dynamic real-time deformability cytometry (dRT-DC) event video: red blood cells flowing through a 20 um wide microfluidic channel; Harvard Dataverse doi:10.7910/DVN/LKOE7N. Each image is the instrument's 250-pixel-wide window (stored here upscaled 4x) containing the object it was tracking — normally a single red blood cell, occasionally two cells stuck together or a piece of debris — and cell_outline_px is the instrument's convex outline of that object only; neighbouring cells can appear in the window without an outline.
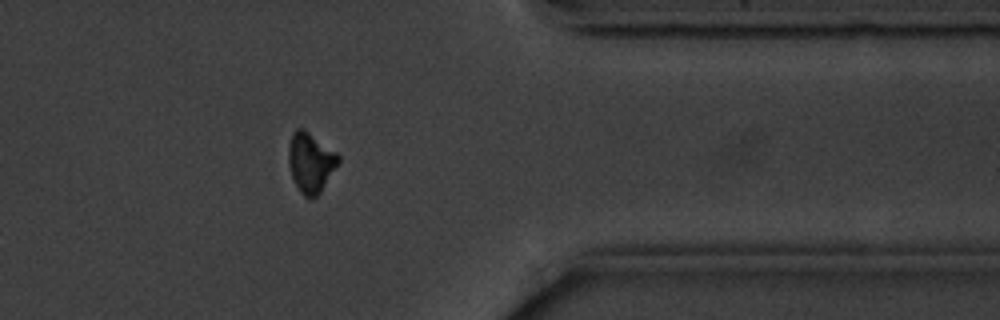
{"species": "common noctule bat (a hibernating species)", "species_latin": "Nyctalus noctula", "temperature_condition": "cold", "stored_images_in_passage": 12, "camera_frame_rate_fps": 3000, "um_per_image_px": 0.085, "animal": {"sex": "male", "body_mass_g": 20.1, "forearm_length_mm": 53.5}, "frame": {"image": 1, "passage_image": 12, "time_ms": 13.667, "image_size_px": [1000, 320], "cell_outline_px": [[340, 160], [320, 192], [312, 200], [308, 200], [300, 192], [292, 176], [288, 164], [288, 144], [292, 132], [296, 128], [304, 128], [336, 152], [340, 156]], "centroid_in_image_um": [26.38, 13.79], "position_along_channel_um": 385.0, "area_um2": 17.46}, "authors_computed_cell_mechanics": {"area_um2": 18.1492, "velocity_mm_per_s": 3.5451, "shape_relaxation_time_tau1_ms": 1.6706, "shape_relaxation_time_tau2_ms": null, "deformation_change_tau1": 0.0731, "deformation_change_tau2": null}}